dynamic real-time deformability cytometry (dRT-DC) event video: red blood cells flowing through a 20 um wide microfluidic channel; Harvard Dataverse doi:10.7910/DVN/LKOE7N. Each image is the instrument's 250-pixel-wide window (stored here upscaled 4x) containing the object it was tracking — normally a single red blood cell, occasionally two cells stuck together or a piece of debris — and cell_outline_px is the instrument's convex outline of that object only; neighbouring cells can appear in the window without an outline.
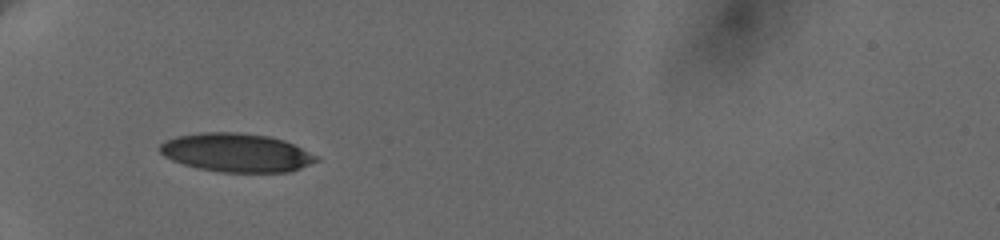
{"species": "human", "species_latin": "Homo sapiens", "temperature_condition": "cold", "stored_images_in_passage": 37, "camera_frame_rate_fps": 3000, "um_per_image_px": 0.085, "donor": {"sex": "female"}, "frame": {"image": 1, "passage_image": 1, "time_ms": 0.0, "image_size_px": [1000, 240], "cell_outline_px": [[320, 160], [300, 168], [288, 172], [220, 172], [200, 168], [184, 164], [172, 160], [164, 156], [160, 152], [160, 144], [176, 136], [200, 132], [236, 132], [268, 136], [284, 140], [320, 156]], "centroid_in_image_um": [20.13, 12.97], "position_along_channel_um": 64.9, "area_um2": 35.14}}
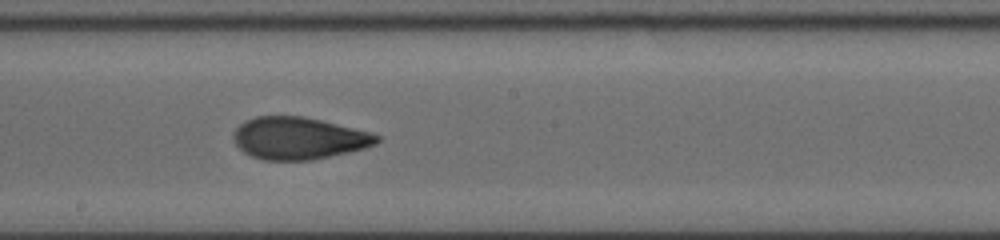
{"frame": {"image": 2, "passage_image": 21, "time_ms": 4.667, "image_size_px": [1000, 240], "cell_outline_px": [[380, 140], [376, 144], [364, 148], [348, 152], [312, 160], [264, 160], [252, 156], [244, 152], [232, 140], [232, 136], [236, 128], [244, 120], [256, 116], [304, 116], [372, 132], [380, 136]], "centroid_in_image_um": [25.38, 11.74], "position_along_channel_um": 222.8, "area_um2": 35.32}}
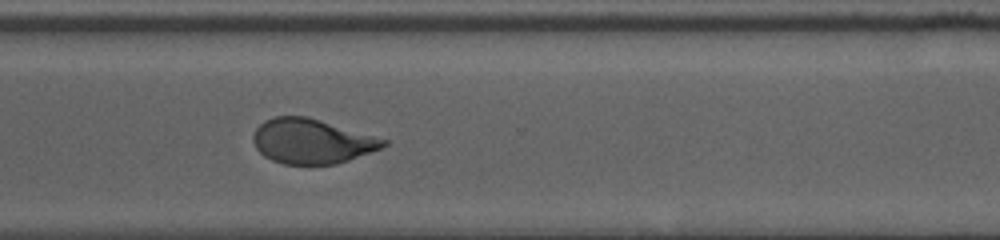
{"frame": {"image": 3, "passage_image": 36, "time_ms": 8.0, "image_size_px": [1000, 240], "cell_outline_px": [[388, 144], [380, 148], [348, 160], [336, 164], [284, 164], [272, 160], [264, 156], [256, 148], [252, 140], [252, 136], [256, 128], [264, 120], [276, 116], [304, 116], [388, 140]], "centroid_in_image_um": [26.44, 12.01], "position_along_channel_um": 344.2, "area_um2": 33.47}}